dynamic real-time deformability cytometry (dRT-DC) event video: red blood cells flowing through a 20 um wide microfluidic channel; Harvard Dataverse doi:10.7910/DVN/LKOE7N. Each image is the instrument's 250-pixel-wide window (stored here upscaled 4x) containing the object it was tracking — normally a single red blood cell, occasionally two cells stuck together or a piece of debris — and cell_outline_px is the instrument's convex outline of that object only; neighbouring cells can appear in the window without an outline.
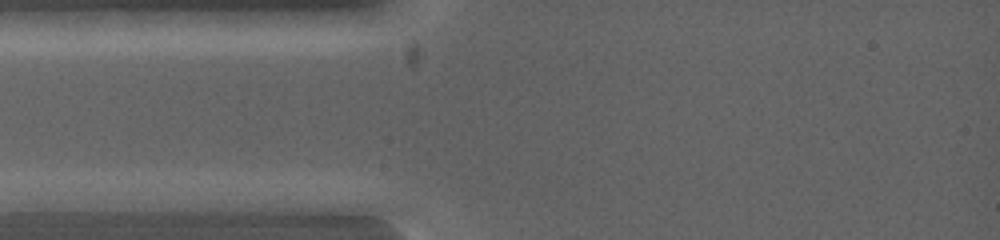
{"species": "common noctule bat (a hibernating species)", "species_latin": "Nyctalus noctula", "temperature_condition": "warm", "stored_images_in_passage": 4, "camera_frame_rate_fps": 5000, "um_per_image_px": 0.085, "animal": {"sex": "female", "body_mass_g": 19.0, "forearm_length_mm": 53.3}, "frame": {"image": 1, "passage_image": 2, "time_ms": 0.4, "image_size_px": [1000, 240], "cell_outline_px": [[124, 200], [84, 212], [16, 212], [12, 200], [64, 192], [100, 192]], "centroid_in_image_um": [5.5, 17.2], "position_along_channel_um": 79.5, "area_um2": 12.08}}